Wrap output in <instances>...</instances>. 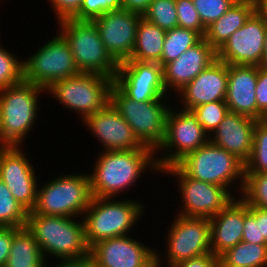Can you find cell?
I'll return each mask as SVG.
<instances>
[{
	"instance_id": "cell-1",
	"label": "cell",
	"mask_w": 267,
	"mask_h": 267,
	"mask_svg": "<svg viewBox=\"0 0 267 267\" xmlns=\"http://www.w3.org/2000/svg\"><path fill=\"white\" fill-rule=\"evenodd\" d=\"M96 158L92 172H88L92 197L117 198L121 192H128L129 188L136 185L140 177L145 176V171L149 173L156 170L154 174L160 172L155 152L148 147L103 151Z\"/></svg>"
},
{
	"instance_id": "cell-2",
	"label": "cell",
	"mask_w": 267,
	"mask_h": 267,
	"mask_svg": "<svg viewBox=\"0 0 267 267\" xmlns=\"http://www.w3.org/2000/svg\"><path fill=\"white\" fill-rule=\"evenodd\" d=\"M76 219L28 212L26 227L33 234L47 262L50 256L56 259L55 265L90 257L84 221L81 217Z\"/></svg>"
},
{
	"instance_id": "cell-3",
	"label": "cell",
	"mask_w": 267,
	"mask_h": 267,
	"mask_svg": "<svg viewBox=\"0 0 267 267\" xmlns=\"http://www.w3.org/2000/svg\"><path fill=\"white\" fill-rule=\"evenodd\" d=\"M42 93L45 88L26 81L0 90V146H24L40 113Z\"/></svg>"
},
{
	"instance_id": "cell-4",
	"label": "cell",
	"mask_w": 267,
	"mask_h": 267,
	"mask_svg": "<svg viewBox=\"0 0 267 267\" xmlns=\"http://www.w3.org/2000/svg\"><path fill=\"white\" fill-rule=\"evenodd\" d=\"M115 199L92 197L82 216L89 248L104 239L128 235L146 212L140 200Z\"/></svg>"
},
{
	"instance_id": "cell-5",
	"label": "cell",
	"mask_w": 267,
	"mask_h": 267,
	"mask_svg": "<svg viewBox=\"0 0 267 267\" xmlns=\"http://www.w3.org/2000/svg\"><path fill=\"white\" fill-rule=\"evenodd\" d=\"M176 165L187 176L222 186L231 193L236 185L234 192L239 189L238 196L241 195L245 180V163L210 141L185 155Z\"/></svg>"
},
{
	"instance_id": "cell-6",
	"label": "cell",
	"mask_w": 267,
	"mask_h": 267,
	"mask_svg": "<svg viewBox=\"0 0 267 267\" xmlns=\"http://www.w3.org/2000/svg\"><path fill=\"white\" fill-rule=\"evenodd\" d=\"M48 181L38 184L32 212L71 218L83 216L92 200L89 173L65 172Z\"/></svg>"
},
{
	"instance_id": "cell-7",
	"label": "cell",
	"mask_w": 267,
	"mask_h": 267,
	"mask_svg": "<svg viewBox=\"0 0 267 267\" xmlns=\"http://www.w3.org/2000/svg\"><path fill=\"white\" fill-rule=\"evenodd\" d=\"M57 24L59 33L70 47L79 72L115 79L119 63L106 50L93 21L67 18L58 21Z\"/></svg>"
},
{
	"instance_id": "cell-8",
	"label": "cell",
	"mask_w": 267,
	"mask_h": 267,
	"mask_svg": "<svg viewBox=\"0 0 267 267\" xmlns=\"http://www.w3.org/2000/svg\"><path fill=\"white\" fill-rule=\"evenodd\" d=\"M167 98V99H166ZM170 99L138 102L128 98L115 84L110 90V102L131 126L144 147L156 152L165 141L166 116Z\"/></svg>"
},
{
	"instance_id": "cell-9",
	"label": "cell",
	"mask_w": 267,
	"mask_h": 267,
	"mask_svg": "<svg viewBox=\"0 0 267 267\" xmlns=\"http://www.w3.org/2000/svg\"><path fill=\"white\" fill-rule=\"evenodd\" d=\"M113 84V78L80 72L75 76L55 81L46 89V93L64 108L78 113L80 121L83 122L110 102Z\"/></svg>"
},
{
	"instance_id": "cell-10",
	"label": "cell",
	"mask_w": 267,
	"mask_h": 267,
	"mask_svg": "<svg viewBox=\"0 0 267 267\" xmlns=\"http://www.w3.org/2000/svg\"><path fill=\"white\" fill-rule=\"evenodd\" d=\"M57 32L56 36L22 60L23 81L47 89L55 81L80 73L68 43L59 30Z\"/></svg>"
},
{
	"instance_id": "cell-11",
	"label": "cell",
	"mask_w": 267,
	"mask_h": 267,
	"mask_svg": "<svg viewBox=\"0 0 267 267\" xmlns=\"http://www.w3.org/2000/svg\"><path fill=\"white\" fill-rule=\"evenodd\" d=\"M173 218L168 234L165 236L167 243L165 247L167 251L164 256L166 266L174 267L182 261L211 253L208 218L184 217L178 214ZM158 252L156 250V267H162L164 264L162 259L165 258Z\"/></svg>"
},
{
	"instance_id": "cell-12",
	"label": "cell",
	"mask_w": 267,
	"mask_h": 267,
	"mask_svg": "<svg viewBox=\"0 0 267 267\" xmlns=\"http://www.w3.org/2000/svg\"><path fill=\"white\" fill-rule=\"evenodd\" d=\"M173 107L169 108L166 116L165 141L155 152L159 171L175 165L185 155L209 142V135L190 110L178 107V111Z\"/></svg>"
},
{
	"instance_id": "cell-13",
	"label": "cell",
	"mask_w": 267,
	"mask_h": 267,
	"mask_svg": "<svg viewBox=\"0 0 267 267\" xmlns=\"http://www.w3.org/2000/svg\"><path fill=\"white\" fill-rule=\"evenodd\" d=\"M163 172L166 176H175L177 180V190L182 201V206L179 205L181 209H177L178 215L210 219L235 198L233 193L222 186L187 176L176 164L165 167L160 174L164 175Z\"/></svg>"
},
{
	"instance_id": "cell-14",
	"label": "cell",
	"mask_w": 267,
	"mask_h": 267,
	"mask_svg": "<svg viewBox=\"0 0 267 267\" xmlns=\"http://www.w3.org/2000/svg\"><path fill=\"white\" fill-rule=\"evenodd\" d=\"M21 146H0V179L28 212L36 205L38 178ZM38 176V177H37Z\"/></svg>"
},
{
	"instance_id": "cell-15",
	"label": "cell",
	"mask_w": 267,
	"mask_h": 267,
	"mask_svg": "<svg viewBox=\"0 0 267 267\" xmlns=\"http://www.w3.org/2000/svg\"><path fill=\"white\" fill-rule=\"evenodd\" d=\"M114 84L128 98L138 102L170 96L163 82V67L154 62L125 60L119 63Z\"/></svg>"
},
{
	"instance_id": "cell-16",
	"label": "cell",
	"mask_w": 267,
	"mask_h": 267,
	"mask_svg": "<svg viewBox=\"0 0 267 267\" xmlns=\"http://www.w3.org/2000/svg\"><path fill=\"white\" fill-rule=\"evenodd\" d=\"M130 234L97 242L90 248V258L99 267H156V248Z\"/></svg>"
},
{
	"instance_id": "cell-17",
	"label": "cell",
	"mask_w": 267,
	"mask_h": 267,
	"mask_svg": "<svg viewBox=\"0 0 267 267\" xmlns=\"http://www.w3.org/2000/svg\"><path fill=\"white\" fill-rule=\"evenodd\" d=\"M267 24L254 12L217 51V59L228 65L259 66L263 58Z\"/></svg>"
},
{
	"instance_id": "cell-18",
	"label": "cell",
	"mask_w": 267,
	"mask_h": 267,
	"mask_svg": "<svg viewBox=\"0 0 267 267\" xmlns=\"http://www.w3.org/2000/svg\"><path fill=\"white\" fill-rule=\"evenodd\" d=\"M142 17L139 13L119 9L105 12L93 20L106 50L118 63L131 57Z\"/></svg>"
},
{
	"instance_id": "cell-19",
	"label": "cell",
	"mask_w": 267,
	"mask_h": 267,
	"mask_svg": "<svg viewBox=\"0 0 267 267\" xmlns=\"http://www.w3.org/2000/svg\"><path fill=\"white\" fill-rule=\"evenodd\" d=\"M85 124V125H83ZM82 125L97 139L103 151H126L144 148L131 126L109 102L104 108L87 117Z\"/></svg>"
},
{
	"instance_id": "cell-20",
	"label": "cell",
	"mask_w": 267,
	"mask_h": 267,
	"mask_svg": "<svg viewBox=\"0 0 267 267\" xmlns=\"http://www.w3.org/2000/svg\"><path fill=\"white\" fill-rule=\"evenodd\" d=\"M228 64L216 59L175 96L181 108L189 110L199 105L226 99ZM183 103V104H182Z\"/></svg>"
},
{
	"instance_id": "cell-21",
	"label": "cell",
	"mask_w": 267,
	"mask_h": 267,
	"mask_svg": "<svg viewBox=\"0 0 267 267\" xmlns=\"http://www.w3.org/2000/svg\"><path fill=\"white\" fill-rule=\"evenodd\" d=\"M216 59L217 51L202 38L177 59L166 64L163 67V82L170 97L176 95Z\"/></svg>"
},
{
	"instance_id": "cell-22",
	"label": "cell",
	"mask_w": 267,
	"mask_h": 267,
	"mask_svg": "<svg viewBox=\"0 0 267 267\" xmlns=\"http://www.w3.org/2000/svg\"><path fill=\"white\" fill-rule=\"evenodd\" d=\"M258 66L228 65L226 104L230 112L262 120L263 114L257 109L255 89Z\"/></svg>"
},
{
	"instance_id": "cell-23",
	"label": "cell",
	"mask_w": 267,
	"mask_h": 267,
	"mask_svg": "<svg viewBox=\"0 0 267 267\" xmlns=\"http://www.w3.org/2000/svg\"><path fill=\"white\" fill-rule=\"evenodd\" d=\"M257 120L228 112L209 141L246 163L252 153L254 128Z\"/></svg>"
},
{
	"instance_id": "cell-24",
	"label": "cell",
	"mask_w": 267,
	"mask_h": 267,
	"mask_svg": "<svg viewBox=\"0 0 267 267\" xmlns=\"http://www.w3.org/2000/svg\"><path fill=\"white\" fill-rule=\"evenodd\" d=\"M238 198V199H237ZM211 253L219 257L243 238L244 200L234 198L224 209L209 219Z\"/></svg>"
},
{
	"instance_id": "cell-25",
	"label": "cell",
	"mask_w": 267,
	"mask_h": 267,
	"mask_svg": "<svg viewBox=\"0 0 267 267\" xmlns=\"http://www.w3.org/2000/svg\"><path fill=\"white\" fill-rule=\"evenodd\" d=\"M254 12V0H237L221 18L206 28L204 39L218 51Z\"/></svg>"
},
{
	"instance_id": "cell-26",
	"label": "cell",
	"mask_w": 267,
	"mask_h": 267,
	"mask_svg": "<svg viewBox=\"0 0 267 267\" xmlns=\"http://www.w3.org/2000/svg\"><path fill=\"white\" fill-rule=\"evenodd\" d=\"M166 31L141 18L131 57L128 60L159 63L163 52Z\"/></svg>"
},
{
	"instance_id": "cell-27",
	"label": "cell",
	"mask_w": 267,
	"mask_h": 267,
	"mask_svg": "<svg viewBox=\"0 0 267 267\" xmlns=\"http://www.w3.org/2000/svg\"><path fill=\"white\" fill-rule=\"evenodd\" d=\"M33 234L27 227L13 235L9 257L4 267H49Z\"/></svg>"
},
{
	"instance_id": "cell-28",
	"label": "cell",
	"mask_w": 267,
	"mask_h": 267,
	"mask_svg": "<svg viewBox=\"0 0 267 267\" xmlns=\"http://www.w3.org/2000/svg\"><path fill=\"white\" fill-rule=\"evenodd\" d=\"M218 258L219 267H267V245L241 241Z\"/></svg>"
},
{
	"instance_id": "cell-29",
	"label": "cell",
	"mask_w": 267,
	"mask_h": 267,
	"mask_svg": "<svg viewBox=\"0 0 267 267\" xmlns=\"http://www.w3.org/2000/svg\"><path fill=\"white\" fill-rule=\"evenodd\" d=\"M201 39L202 37L197 32L190 29L175 27L172 30H167L161 60L158 64L164 67L177 59L188 48L197 44Z\"/></svg>"
},
{
	"instance_id": "cell-30",
	"label": "cell",
	"mask_w": 267,
	"mask_h": 267,
	"mask_svg": "<svg viewBox=\"0 0 267 267\" xmlns=\"http://www.w3.org/2000/svg\"><path fill=\"white\" fill-rule=\"evenodd\" d=\"M28 211L12 196L0 179V227H26Z\"/></svg>"
},
{
	"instance_id": "cell-31",
	"label": "cell",
	"mask_w": 267,
	"mask_h": 267,
	"mask_svg": "<svg viewBox=\"0 0 267 267\" xmlns=\"http://www.w3.org/2000/svg\"><path fill=\"white\" fill-rule=\"evenodd\" d=\"M262 172H267V124L258 120L254 128L252 153L245 163V174Z\"/></svg>"
},
{
	"instance_id": "cell-32",
	"label": "cell",
	"mask_w": 267,
	"mask_h": 267,
	"mask_svg": "<svg viewBox=\"0 0 267 267\" xmlns=\"http://www.w3.org/2000/svg\"><path fill=\"white\" fill-rule=\"evenodd\" d=\"M142 16L165 31L178 27L175 0H153Z\"/></svg>"
},
{
	"instance_id": "cell-33",
	"label": "cell",
	"mask_w": 267,
	"mask_h": 267,
	"mask_svg": "<svg viewBox=\"0 0 267 267\" xmlns=\"http://www.w3.org/2000/svg\"><path fill=\"white\" fill-rule=\"evenodd\" d=\"M240 197L250 206L267 210V172L245 174Z\"/></svg>"
},
{
	"instance_id": "cell-34",
	"label": "cell",
	"mask_w": 267,
	"mask_h": 267,
	"mask_svg": "<svg viewBox=\"0 0 267 267\" xmlns=\"http://www.w3.org/2000/svg\"><path fill=\"white\" fill-rule=\"evenodd\" d=\"M189 110L194 114L197 122L209 136L217 129L229 112L225 100L199 105Z\"/></svg>"
},
{
	"instance_id": "cell-35",
	"label": "cell",
	"mask_w": 267,
	"mask_h": 267,
	"mask_svg": "<svg viewBox=\"0 0 267 267\" xmlns=\"http://www.w3.org/2000/svg\"><path fill=\"white\" fill-rule=\"evenodd\" d=\"M3 47L0 42V90L23 81L22 59Z\"/></svg>"
},
{
	"instance_id": "cell-36",
	"label": "cell",
	"mask_w": 267,
	"mask_h": 267,
	"mask_svg": "<svg viewBox=\"0 0 267 267\" xmlns=\"http://www.w3.org/2000/svg\"><path fill=\"white\" fill-rule=\"evenodd\" d=\"M205 28L221 18L237 0H192Z\"/></svg>"
},
{
	"instance_id": "cell-37",
	"label": "cell",
	"mask_w": 267,
	"mask_h": 267,
	"mask_svg": "<svg viewBox=\"0 0 267 267\" xmlns=\"http://www.w3.org/2000/svg\"><path fill=\"white\" fill-rule=\"evenodd\" d=\"M119 9H121V0H82L79 11L72 19L93 21L105 12Z\"/></svg>"
},
{
	"instance_id": "cell-38",
	"label": "cell",
	"mask_w": 267,
	"mask_h": 267,
	"mask_svg": "<svg viewBox=\"0 0 267 267\" xmlns=\"http://www.w3.org/2000/svg\"><path fill=\"white\" fill-rule=\"evenodd\" d=\"M178 27L190 29L197 32L202 38L206 33V28L203 26L199 14L194 7L192 0H175Z\"/></svg>"
},
{
	"instance_id": "cell-39",
	"label": "cell",
	"mask_w": 267,
	"mask_h": 267,
	"mask_svg": "<svg viewBox=\"0 0 267 267\" xmlns=\"http://www.w3.org/2000/svg\"><path fill=\"white\" fill-rule=\"evenodd\" d=\"M242 241L267 245L261 238L260 221H256V206H250L244 201V230Z\"/></svg>"
},
{
	"instance_id": "cell-40",
	"label": "cell",
	"mask_w": 267,
	"mask_h": 267,
	"mask_svg": "<svg viewBox=\"0 0 267 267\" xmlns=\"http://www.w3.org/2000/svg\"><path fill=\"white\" fill-rule=\"evenodd\" d=\"M57 21L72 18L80 9L82 0H48Z\"/></svg>"
},
{
	"instance_id": "cell-41",
	"label": "cell",
	"mask_w": 267,
	"mask_h": 267,
	"mask_svg": "<svg viewBox=\"0 0 267 267\" xmlns=\"http://www.w3.org/2000/svg\"><path fill=\"white\" fill-rule=\"evenodd\" d=\"M257 109L264 115L267 113V69L259 68L255 89Z\"/></svg>"
},
{
	"instance_id": "cell-42",
	"label": "cell",
	"mask_w": 267,
	"mask_h": 267,
	"mask_svg": "<svg viewBox=\"0 0 267 267\" xmlns=\"http://www.w3.org/2000/svg\"><path fill=\"white\" fill-rule=\"evenodd\" d=\"M19 228L0 227V267H4L9 257L14 233Z\"/></svg>"
},
{
	"instance_id": "cell-43",
	"label": "cell",
	"mask_w": 267,
	"mask_h": 267,
	"mask_svg": "<svg viewBox=\"0 0 267 267\" xmlns=\"http://www.w3.org/2000/svg\"><path fill=\"white\" fill-rule=\"evenodd\" d=\"M174 267H219V258L209 253L182 261Z\"/></svg>"
},
{
	"instance_id": "cell-44",
	"label": "cell",
	"mask_w": 267,
	"mask_h": 267,
	"mask_svg": "<svg viewBox=\"0 0 267 267\" xmlns=\"http://www.w3.org/2000/svg\"><path fill=\"white\" fill-rule=\"evenodd\" d=\"M153 0H121V9L143 15Z\"/></svg>"
},
{
	"instance_id": "cell-45",
	"label": "cell",
	"mask_w": 267,
	"mask_h": 267,
	"mask_svg": "<svg viewBox=\"0 0 267 267\" xmlns=\"http://www.w3.org/2000/svg\"><path fill=\"white\" fill-rule=\"evenodd\" d=\"M256 221H260L261 238L267 242V210L256 207Z\"/></svg>"
},
{
	"instance_id": "cell-46",
	"label": "cell",
	"mask_w": 267,
	"mask_h": 267,
	"mask_svg": "<svg viewBox=\"0 0 267 267\" xmlns=\"http://www.w3.org/2000/svg\"><path fill=\"white\" fill-rule=\"evenodd\" d=\"M56 267H99L90 257L83 260L67 261L58 265Z\"/></svg>"
},
{
	"instance_id": "cell-47",
	"label": "cell",
	"mask_w": 267,
	"mask_h": 267,
	"mask_svg": "<svg viewBox=\"0 0 267 267\" xmlns=\"http://www.w3.org/2000/svg\"><path fill=\"white\" fill-rule=\"evenodd\" d=\"M254 1H255V12L267 24V0H254Z\"/></svg>"
},
{
	"instance_id": "cell-48",
	"label": "cell",
	"mask_w": 267,
	"mask_h": 267,
	"mask_svg": "<svg viewBox=\"0 0 267 267\" xmlns=\"http://www.w3.org/2000/svg\"><path fill=\"white\" fill-rule=\"evenodd\" d=\"M259 68L267 69V28L265 33V45H264V51H263V58L261 60V63L259 64Z\"/></svg>"
},
{
	"instance_id": "cell-49",
	"label": "cell",
	"mask_w": 267,
	"mask_h": 267,
	"mask_svg": "<svg viewBox=\"0 0 267 267\" xmlns=\"http://www.w3.org/2000/svg\"><path fill=\"white\" fill-rule=\"evenodd\" d=\"M262 121H263L265 124H267V113L264 114Z\"/></svg>"
}]
</instances>
